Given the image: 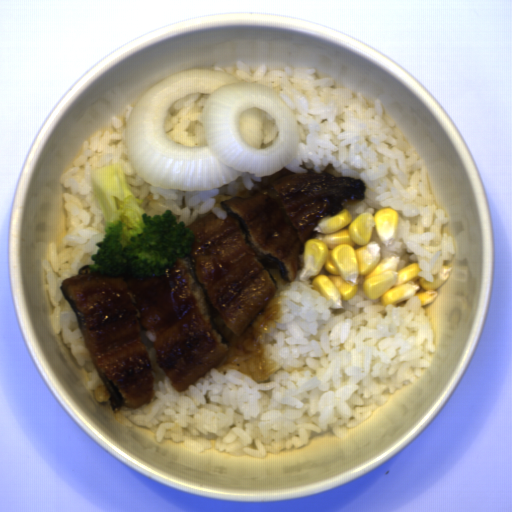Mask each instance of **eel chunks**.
Segmentation results:
<instances>
[{"instance_id": "1", "label": "eel chunks", "mask_w": 512, "mask_h": 512, "mask_svg": "<svg viewBox=\"0 0 512 512\" xmlns=\"http://www.w3.org/2000/svg\"><path fill=\"white\" fill-rule=\"evenodd\" d=\"M281 168L252 179L237 176L234 193L219 187L213 200L226 217L196 218L191 254L166 275L135 278L130 268L102 276L89 265L66 277L60 290L108 392L112 411L151 403L155 373L143 331L152 333L155 359L177 392L228 360V341L244 332L273 300L278 282L302 270L300 254L325 217L364 200L361 178L332 162L318 171Z\"/></svg>"}]
</instances>
